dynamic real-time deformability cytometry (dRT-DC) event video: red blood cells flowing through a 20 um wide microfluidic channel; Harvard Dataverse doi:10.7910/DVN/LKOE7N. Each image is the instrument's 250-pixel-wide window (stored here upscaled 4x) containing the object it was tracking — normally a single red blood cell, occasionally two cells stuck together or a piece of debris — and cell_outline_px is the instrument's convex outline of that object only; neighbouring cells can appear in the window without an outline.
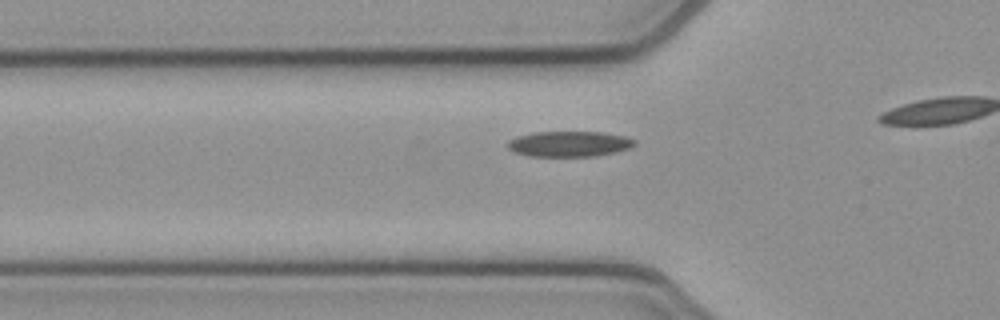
{"species": "common noctule bat (a hibernating species)", "species_latin": "Nyctalus noctula", "temperature_condition": "cold", "stored_images_in_passage": 19, "camera_frame_rate_fps": 3000, "um_per_image_px": 0.085, "animal": {"sex": "female", "body_mass_g": 21.9}, "frame": {"image": 1, "passage_image": 14, "time_ms": 4.333, "image_size_px": [1000, 320], "cell_outline_px": [[636, 144], [628, 148], [616, 152], [596, 156], [528, 156], [516, 152], [508, 148], [508, 140], [516, 136], [536, 132], [604, 132], [624, 136], [636, 140]], "centroid_in_image_um": [48.39, 12.23], "position_along_channel_um": 77.4, "area_um2": 18.84}}